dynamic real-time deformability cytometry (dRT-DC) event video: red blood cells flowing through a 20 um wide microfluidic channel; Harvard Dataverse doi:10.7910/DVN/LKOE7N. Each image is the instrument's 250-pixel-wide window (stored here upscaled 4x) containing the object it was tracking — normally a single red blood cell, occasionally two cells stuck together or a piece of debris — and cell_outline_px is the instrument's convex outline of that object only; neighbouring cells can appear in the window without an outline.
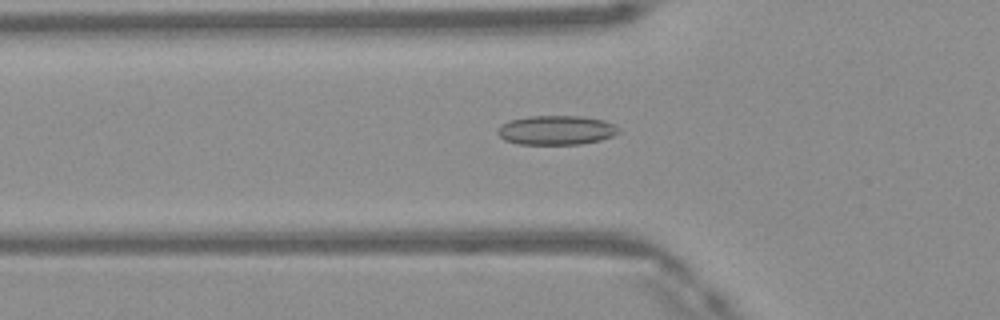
{"species": "Egyptian fruit bat (a non-hibernating species)", "species_latin": "Rousettus aegyptiacus", "temperature_condition": "warm", "stored_images_in_passage": 34, "camera_frame_rate_fps": 3000, "um_per_image_px": 0.085, "frame": {"image": 1, "passage_image": 2, "time_ms": 0.333, "image_size_px": [1000, 320], "cell_outline_px": [[620, 132], [612, 136], [600, 140], [580, 144], [520, 144], [504, 140], [496, 132], [500, 124], [512, 120], [528, 116], [580, 116], [604, 120], [620, 128]], "centroid_in_image_um": [47.28, 11.06], "position_along_channel_um": 78.5, "area_um2": 20.63}}
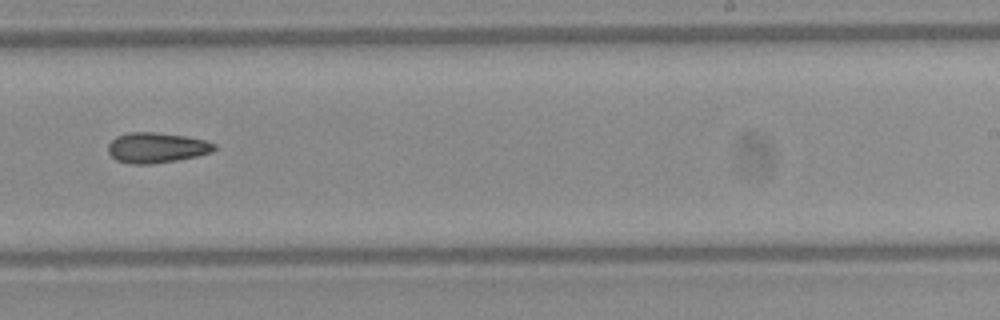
{"frame": {"image": 2, "passage_image": 16, "time_ms": 5.0, "image_size_px": [1000, 320], "cell_outline_px": [[216, 148], [212, 152], [196, 156], [176, 160], [152, 164], [132, 164], [116, 160], [108, 152], [108, 144], [116, 136], [128, 132], [156, 132], [184, 136], [204, 140], [216, 144]], "centroid_in_image_um": [13.29, 12.55], "position_along_channel_um": 275.7, "area_um2": 18.73}}
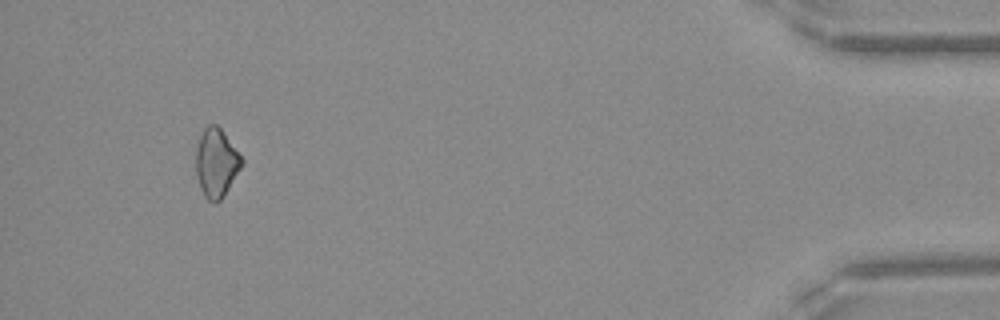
{"frame": {"image": 3, "passage_image": 31, "time_ms": 10.0, "image_size_px": [1000, 320], "cell_outline_px": [[244, 164], [224, 196], [216, 204], [208, 200], [204, 196], [200, 188], [196, 172], [196, 148], [200, 136], [204, 128], [208, 124], [216, 124], [220, 128], [244, 160]], "centroid_in_image_um": [18.39, 13.87], "position_along_channel_um": 416.8, "area_um2": 18.38}, "authors_computed_cell_mechanics": {"area_um2": 18.3515, "velocity_mm_per_s": 4.1999, "shape_relaxation_time_tau1_ms": null, "shape_relaxation_time_tau2_ms": 6.54, "deformation_change_tau1": null, "deformation_change_tau2": 0.1417}}